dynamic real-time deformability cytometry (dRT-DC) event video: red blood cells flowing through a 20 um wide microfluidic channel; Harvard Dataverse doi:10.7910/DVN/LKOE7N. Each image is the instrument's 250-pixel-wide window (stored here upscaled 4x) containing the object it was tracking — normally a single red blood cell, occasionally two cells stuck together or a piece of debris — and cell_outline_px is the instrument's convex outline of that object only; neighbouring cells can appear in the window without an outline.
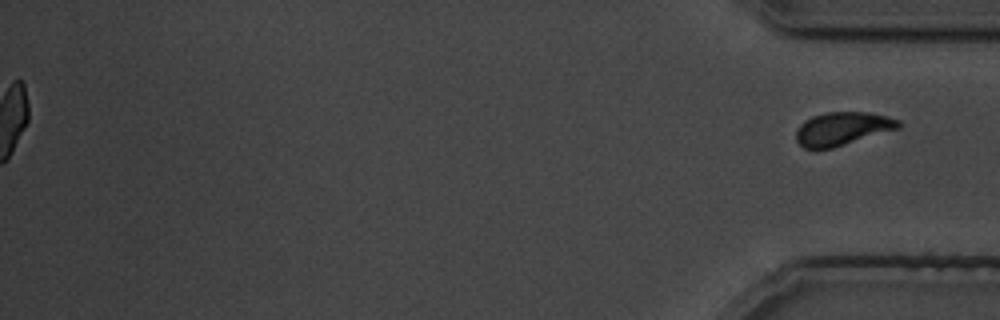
{"species": "common noctule bat (a hibernating species)", "species_latin": "Nyctalus noctula", "temperature_condition": "cold", "stored_images_in_passage": 32, "segment_of_instrument_passage": [2, 2], "camera_frame_rate_fps": 3000, "um_per_image_px": 0.085, "animal": {"sex": "male", "body_mass_g": 19.5, "forearm_length_mm": 54.6}, "frame": {"image": 1, "passage_image": 32, "time_ms": 37.0, "image_size_px": [1000, 320], "cell_outline_px": [[900, 128], [832, 148], [816, 152], [804, 148], [796, 140], [796, 132], [800, 124], [804, 120], [812, 116], [824, 112], [868, 112], [888, 116], [900, 120]], "centroid_in_image_um": [71.56, 10.96], "position_along_channel_um": 363.6, "area_um2": 20.23}}